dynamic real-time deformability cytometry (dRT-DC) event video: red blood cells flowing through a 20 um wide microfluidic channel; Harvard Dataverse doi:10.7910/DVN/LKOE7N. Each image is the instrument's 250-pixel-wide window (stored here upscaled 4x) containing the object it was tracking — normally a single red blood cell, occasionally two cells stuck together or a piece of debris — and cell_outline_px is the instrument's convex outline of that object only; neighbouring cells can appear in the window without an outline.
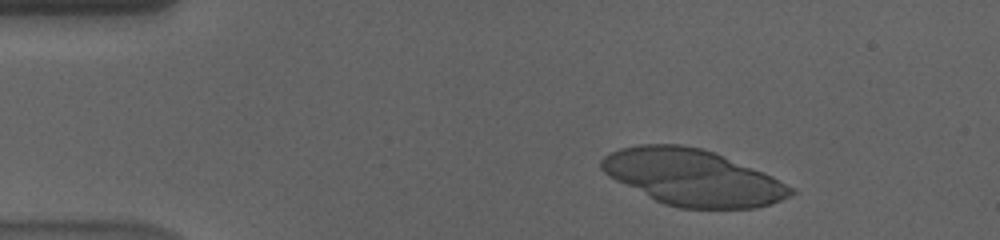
{"species": "human", "species_latin": "Homo sapiens", "temperature_condition": "cold", "stored_images_in_passage": 37, "camera_frame_rate_fps": 3000, "um_per_image_px": 0.085, "donor": {"sex": "male"}, "frame": {"image": 1, "passage_image": 6, "time_ms": 1.667, "image_size_px": [1000, 240], "cell_outline_px": [[796, 192], [792, 196], [756, 208], [680, 208], [664, 204], [608, 176], [600, 168], [600, 160], [604, 156], [620, 148], [640, 144], [680, 144], [700, 148], [712, 152], [764, 172], [796, 188]], "centroid_in_image_um": [58.89, 15.08], "position_along_channel_um": 26.1, "area_um2": 61.56}}